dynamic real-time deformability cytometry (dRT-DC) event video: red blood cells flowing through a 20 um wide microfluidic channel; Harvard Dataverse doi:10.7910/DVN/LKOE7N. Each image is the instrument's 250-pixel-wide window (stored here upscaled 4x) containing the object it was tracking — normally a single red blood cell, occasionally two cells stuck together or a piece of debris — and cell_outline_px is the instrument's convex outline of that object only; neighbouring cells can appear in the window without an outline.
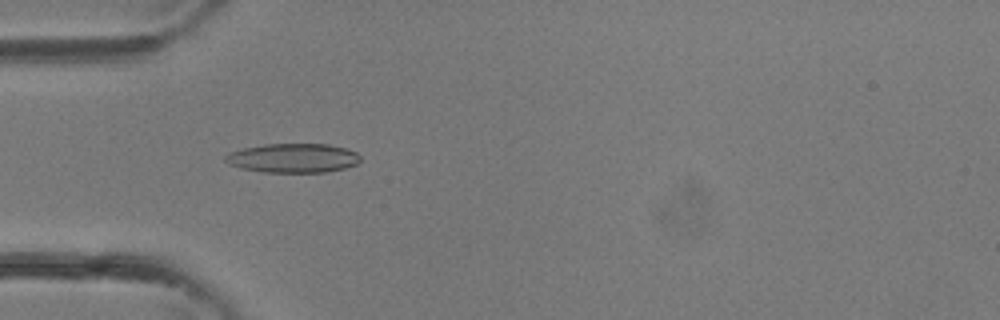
{"species": "common noctule bat (a hibernating species)", "species_latin": "Nyctalus noctula", "temperature_condition": "room temperature", "stored_images_in_passage": 35, "camera_frame_rate_fps": 3000, "um_per_image_px": 0.085, "animal": {"sex": "female"}, "frame": {"image": 1, "passage_image": 10, "time_ms": 3.0, "image_size_px": [1000, 320], "cell_outline_px": [[360, 160], [356, 164], [344, 168], [324, 172], [264, 172], [240, 168], [228, 164], [224, 160], [224, 156], [228, 152], [244, 148], [264, 144], [328, 144], [344, 148], [356, 152], [360, 156]], "centroid_in_image_um": [24.87, 13.43], "position_along_channel_um": 60.1, "area_um2": 22.95}}
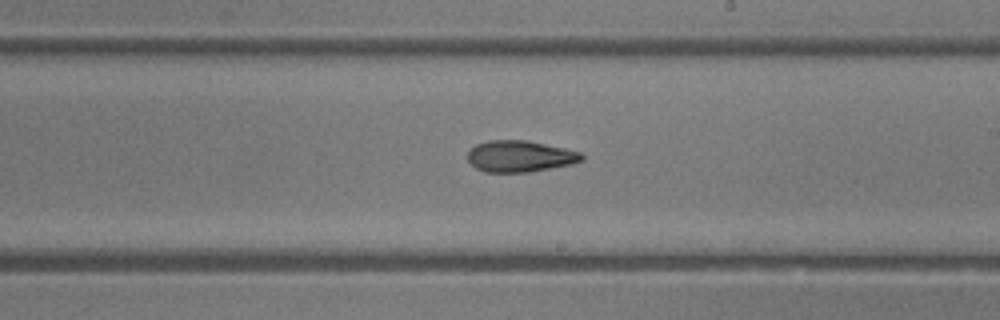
{"frame": {"image": 2, "passage_image": 20, "time_ms": 6.333, "image_size_px": [1000, 320], "cell_outline_px": [[584, 160], [572, 164], [528, 172], [484, 172], [476, 168], [468, 160], [468, 152], [476, 144], [488, 140], [528, 140], [564, 148], [580, 152], [584, 156]], "centroid_in_image_um": [44.2, 13.28], "position_along_channel_um": 244.8, "area_um2": 20.87}}
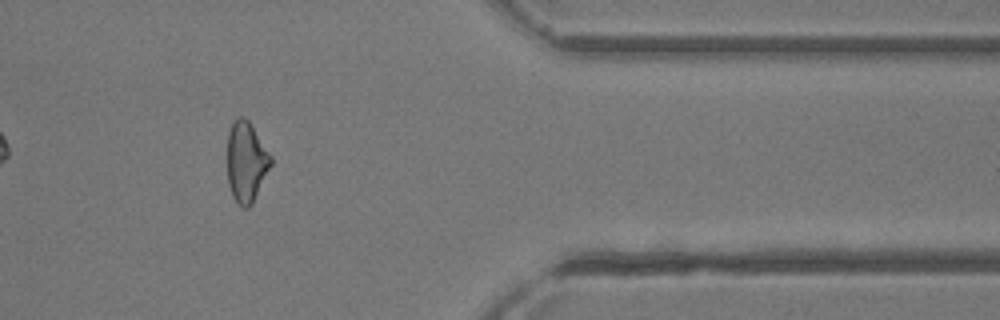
{"frame": {"image": 3, "passage_image": 29, "time_ms": 9.333, "image_size_px": [1000, 320], "cell_outline_px": [[272, 164], [252, 204], [248, 208], [244, 208], [232, 196], [228, 184], [228, 132], [232, 124], [240, 116], [244, 116], [248, 120], [272, 156]], "centroid_in_image_um": [20.94, 13.76], "position_along_channel_um": 390.5, "area_um2": 20.23}}